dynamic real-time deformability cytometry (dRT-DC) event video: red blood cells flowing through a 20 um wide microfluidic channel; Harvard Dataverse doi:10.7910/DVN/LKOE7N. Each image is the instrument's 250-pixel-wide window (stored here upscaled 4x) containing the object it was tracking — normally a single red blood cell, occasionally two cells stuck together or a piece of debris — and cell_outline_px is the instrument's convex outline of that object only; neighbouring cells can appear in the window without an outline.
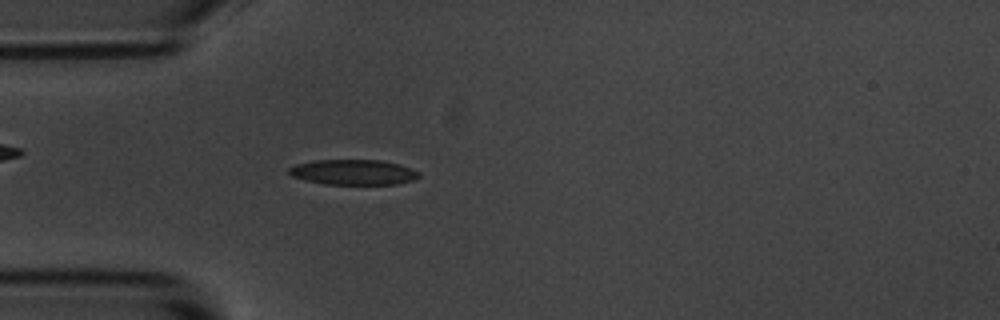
{"species": "common noctule bat (a hibernating species)", "species_latin": "Nyctalus noctula", "temperature_condition": "room temperature", "stored_images_in_passage": 3, "camera_frame_rate_fps": 3000, "um_per_image_px": 0.085, "animal": {"sex": "male", "body_mass_g": 20.1, "forearm_length_mm": 53.5}, "frame": {"image": 1, "passage_image": 3, "time_ms": 2.333, "image_size_px": [1000, 320], "cell_outline_px": [[420, 176], [412, 180], [396, 184], [324, 184], [304, 180], [292, 176], [288, 172], [288, 168], [296, 164], [312, 160], [380, 160], [400, 164], [420, 172]], "centroid_in_image_um": [30.01, 14.63], "position_along_channel_um": 55.0, "area_um2": 19.19}}